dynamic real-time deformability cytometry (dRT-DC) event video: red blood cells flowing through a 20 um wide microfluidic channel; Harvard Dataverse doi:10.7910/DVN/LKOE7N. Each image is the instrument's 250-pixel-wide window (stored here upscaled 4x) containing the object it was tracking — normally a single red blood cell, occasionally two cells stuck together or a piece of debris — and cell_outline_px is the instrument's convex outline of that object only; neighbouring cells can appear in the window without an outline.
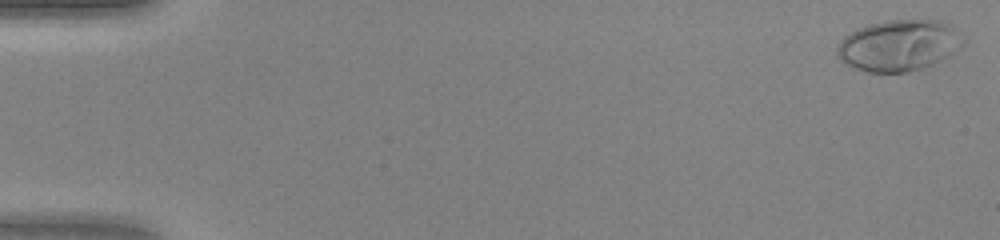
{"species": "human", "species_latin": "Homo sapiens", "temperature_condition": "warm", "stored_images_in_passage": 47, "camera_frame_rate_fps": 3000, "um_per_image_px": 0.085, "donor": {"sex": "female"}, "frame": {"image": 1, "passage_image": 1, "time_ms": 0.0, "image_size_px": [1000, 240], "cell_outline_px": [[964, 44], [960, 48], [940, 60], [924, 68], [908, 72], [868, 72], [852, 68], [840, 60], [836, 52], [836, 48], [840, 40], [844, 36], [856, 28], [868, 24], [888, 20], [944, 20], [952, 24], [956, 28], [964, 40]], "centroid_in_image_um": [76.39, 3.85], "position_along_channel_um": 8.6, "area_um2": 38.03}}
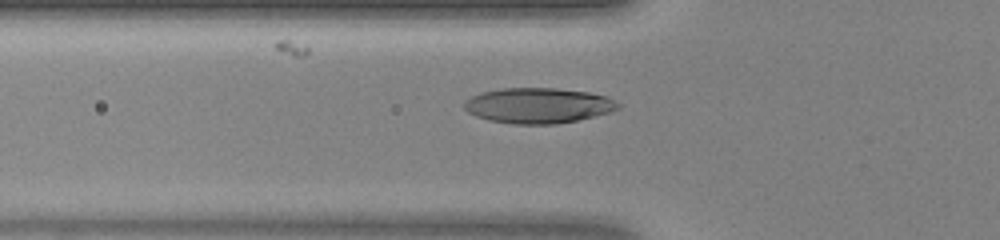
{"frame": {"image": 2, "passage_image": 17, "time_ms": 5.333, "image_size_px": [1000, 240], "cell_outline_px": [[620, 108], [612, 112], [576, 120], [556, 124], [512, 124], [488, 120], [476, 116], [468, 112], [464, 108], [464, 100], [480, 92], [504, 88], [556, 88], [588, 92], [608, 96], [620, 104]], "centroid_in_image_um": [45.75, 8.97], "position_along_channel_um": 80.1, "area_um2": 31.91}}
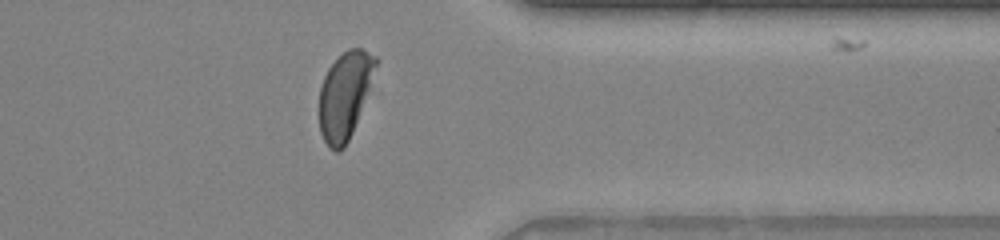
{"frame": {"image": 3, "passage_image": 38, "time_ms": 12.333, "image_size_px": [1000, 240], "cell_outline_px": [[380, 60], [352, 132], [344, 148], [340, 152], [336, 152], [328, 148], [320, 132], [320, 88], [324, 76], [328, 68], [348, 48], [364, 48], [376, 56]], "centroid_in_image_um": [29.32, 8.08], "position_along_channel_um": 382.1, "area_um2": 28.44}}